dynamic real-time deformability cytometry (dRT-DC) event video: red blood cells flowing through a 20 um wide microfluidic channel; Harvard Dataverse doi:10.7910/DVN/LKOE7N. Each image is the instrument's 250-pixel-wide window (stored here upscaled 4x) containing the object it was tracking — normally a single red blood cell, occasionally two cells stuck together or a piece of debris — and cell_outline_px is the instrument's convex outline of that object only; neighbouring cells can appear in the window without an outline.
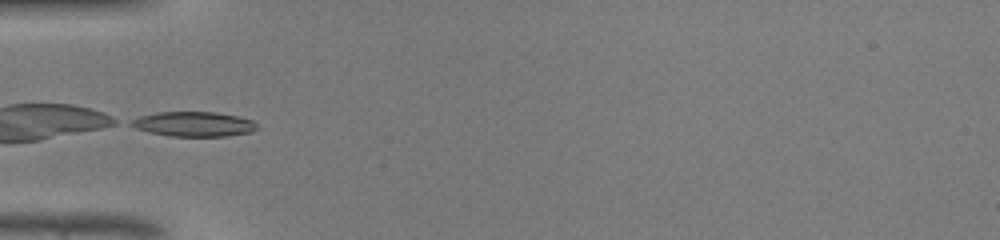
{"species": "common noctule bat (a hibernating species)", "species_latin": "Nyctalus noctula", "temperature_condition": "warm", "stored_images_in_passage": 32, "camera_frame_rate_fps": 3000, "um_per_image_px": 0.085, "animal": {"sex": "male", "body_mass_g": 19.0, "forearm_length_mm": 50.8}, "frame": {"image": 1, "passage_image": 1, "time_ms": 0.0, "image_size_px": [1000, 240], "cell_outline_px": [[256, 128], [252, 132], [228, 136], [168, 136], [148, 132], [136, 128], [128, 124], [128, 120], [140, 116], [156, 112], [216, 112], [236, 116], [252, 120], [256, 124]], "centroid_in_image_um": [16.41, 10.55], "position_along_channel_um": 68.6, "area_um2": 18.26}}
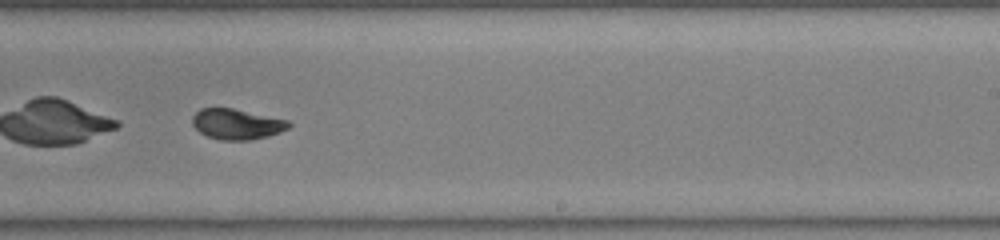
{"frame": {"image": 2, "passage_image": 15, "time_ms": 4.667, "image_size_px": [1000, 240], "cell_outline_px": [[292, 124], [288, 128], [280, 132], [268, 136], [248, 140], [220, 140], [208, 136], [200, 132], [192, 124], [192, 116], [200, 108], [232, 108], [288, 120]], "centroid_in_image_um": [20.12, 10.55], "position_along_channel_um": 268.9, "area_um2": 17.05}}
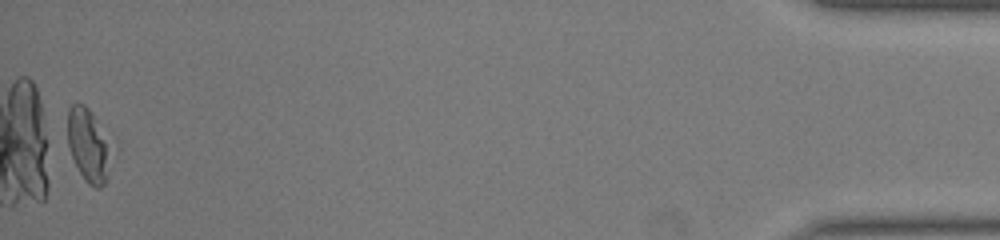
{"frame": {"image": 3, "passage_image": 32, "time_ms": 10.333, "image_size_px": [1000, 240], "cell_outline_px": [[112, 152], [104, 184], [100, 188], [96, 188], [88, 184], [84, 180], [68, 148], [68, 108], [72, 104], [84, 104], [88, 108], [112, 148]], "centroid_in_image_um": [7.5, 12.37], "position_along_channel_um": 427.7, "area_um2": 18.15}, "authors_computed_cell_mechanics": {"area_um2": 17.3689, "velocity_mm_per_s": 4.315, "shape_relaxation_time_tau1_ms": 3.9917, "shape_relaxation_time_tau2_ms": 1.4702, "deformation_change_tau1": 0.1645, "deformation_change_tau2": 0.0641}}